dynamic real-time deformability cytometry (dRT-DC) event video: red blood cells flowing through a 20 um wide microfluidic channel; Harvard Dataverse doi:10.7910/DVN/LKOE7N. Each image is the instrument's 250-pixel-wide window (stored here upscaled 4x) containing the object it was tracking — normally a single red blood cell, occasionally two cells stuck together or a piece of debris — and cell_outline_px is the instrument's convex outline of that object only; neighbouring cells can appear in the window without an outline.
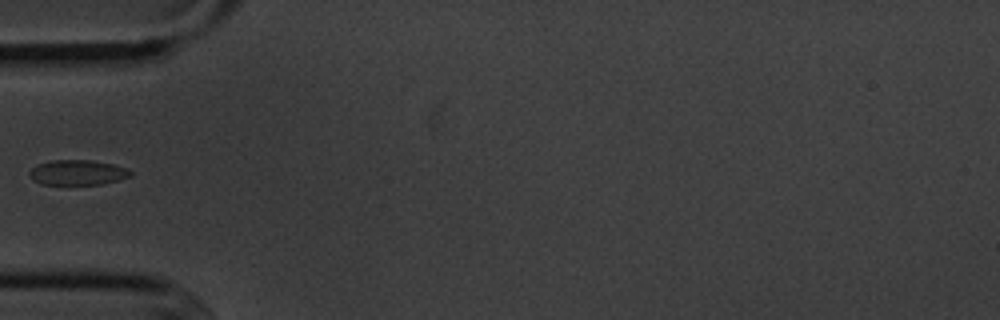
{"species": "common noctule bat (a hibernating species)", "species_latin": "Nyctalus noctula", "temperature_condition": "cold", "stored_images_in_passage": 38, "camera_frame_rate_fps": 3000, "um_per_image_px": 0.085, "animal": {"sex": "male", "body_mass_g": 20.1, "forearm_length_mm": 53.5}, "frame": {"image": 1, "passage_image": 1, "time_ms": 0.0, "image_size_px": [1000, 320], "cell_outline_px": [[132, 176], [120, 180], [100, 184], [40, 184], [32, 180], [28, 176], [28, 172], [36, 164], [52, 160], [92, 160], [112, 164], [128, 168], [132, 172]], "centroid_in_image_um": [6.58, 14.66], "position_along_channel_um": 78.4, "area_um2": 14.97}}
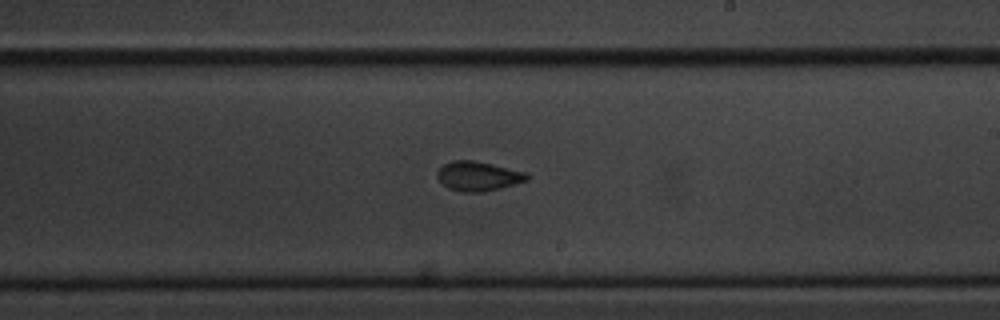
{"frame": {"image": 2, "passage_image": 15, "time_ms": 4.667, "image_size_px": [1000, 320], "cell_outline_px": [[528, 180], [500, 188], [480, 192], [460, 192], [448, 188], [436, 176], [436, 172], [444, 164], [452, 160], [472, 160], [492, 164], [528, 172]], "centroid_in_image_um": [40.64, 14.97], "position_along_channel_um": 248.4, "area_um2": 15.37}}
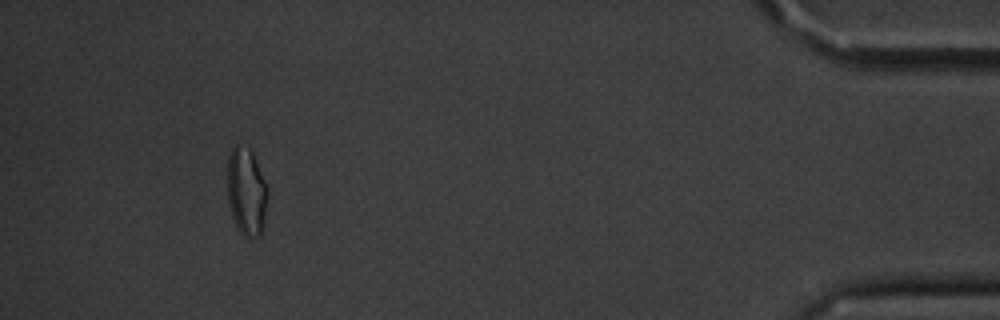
{"frame": {"image": 3, "passage_image": 34, "time_ms": 11.0, "image_size_px": [1000, 320], "cell_outline_px": [[268, 196], [264, 228], [260, 236], [248, 240], [240, 232], [232, 216], [228, 200], [228, 156], [232, 148], [236, 144], [240, 144], [248, 148], [252, 152], [268, 188]], "centroid_in_image_um": [20.97, 16.34], "position_along_channel_um": 414.2, "area_um2": 20.87}}